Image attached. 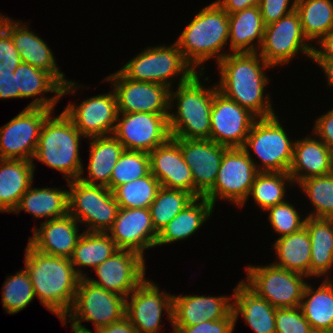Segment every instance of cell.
<instances>
[{
    "label": "cell",
    "instance_id": "obj_1",
    "mask_svg": "<svg viewBox=\"0 0 333 333\" xmlns=\"http://www.w3.org/2000/svg\"><path fill=\"white\" fill-rule=\"evenodd\" d=\"M217 65L220 71L218 91L248 109L257 118L276 115L264 88L269 82L265 69L270 68L258 52L227 53ZM264 70V72H263Z\"/></svg>",
    "mask_w": 333,
    "mask_h": 333
},
{
    "label": "cell",
    "instance_id": "obj_50",
    "mask_svg": "<svg viewBox=\"0 0 333 333\" xmlns=\"http://www.w3.org/2000/svg\"><path fill=\"white\" fill-rule=\"evenodd\" d=\"M314 133L333 150V109L316 119Z\"/></svg>",
    "mask_w": 333,
    "mask_h": 333
},
{
    "label": "cell",
    "instance_id": "obj_34",
    "mask_svg": "<svg viewBox=\"0 0 333 333\" xmlns=\"http://www.w3.org/2000/svg\"><path fill=\"white\" fill-rule=\"evenodd\" d=\"M311 240L310 276H322L333 267V222L331 218L306 217Z\"/></svg>",
    "mask_w": 333,
    "mask_h": 333
},
{
    "label": "cell",
    "instance_id": "obj_17",
    "mask_svg": "<svg viewBox=\"0 0 333 333\" xmlns=\"http://www.w3.org/2000/svg\"><path fill=\"white\" fill-rule=\"evenodd\" d=\"M257 117L217 91L211 109L210 140L226 146L243 147Z\"/></svg>",
    "mask_w": 333,
    "mask_h": 333
},
{
    "label": "cell",
    "instance_id": "obj_51",
    "mask_svg": "<svg viewBox=\"0 0 333 333\" xmlns=\"http://www.w3.org/2000/svg\"><path fill=\"white\" fill-rule=\"evenodd\" d=\"M20 98L14 73H0V99Z\"/></svg>",
    "mask_w": 333,
    "mask_h": 333
},
{
    "label": "cell",
    "instance_id": "obj_41",
    "mask_svg": "<svg viewBox=\"0 0 333 333\" xmlns=\"http://www.w3.org/2000/svg\"><path fill=\"white\" fill-rule=\"evenodd\" d=\"M160 187V182L149 172L116 187L112 192L120 208H149Z\"/></svg>",
    "mask_w": 333,
    "mask_h": 333
},
{
    "label": "cell",
    "instance_id": "obj_19",
    "mask_svg": "<svg viewBox=\"0 0 333 333\" xmlns=\"http://www.w3.org/2000/svg\"><path fill=\"white\" fill-rule=\"evenodd\" d=\"M179 145L194 180L195 198L204 197L215 184L226 146L210 139L173 138Z\"/></svg>",
    "mask_w": 333,
    "mask_h": 333
},
{
    "label": "cell",
    "instance_id": "obj_52",
    "mask_svg": "<svg viewBox=\"0 0 333 333\" xmlns=\"http://www.w3.org/2000/svg\"><path fill=\"white\" fill-rule=\"evenodd\" d=\"M227 14H233L252 6H259L260 0H217L215 1Z\"/></svg>",
    "mask_w": 333,
    "mask_h": 333
},
{
    "label": "cell",
    "instance_id": "obj_43",
    "mask_svg": "<svg viewBox=\"0 0 333 333\" xmlns=\"http://www.w3.org/2000/svg\"><path fill=\"white\" fill-rule=\"evenodd\" d=\"M34 287L24 268L6 279L2 288L3 308L8 314L23 310L34 299Z\"/></svg>",
    "mask_w": 333,
    "mask_h": 333
},
{
    "label": "cell",
    "instance_id": "obj_35",
    "mask_svg": "<svg viewBox=\"0 0 333 333\" xmlns=\"http://www.w3.org/2000/svg\"><path fill=\"white\" fill-rule=\"evenodd\" d=\"M274 250L279 258L274 265L310 277L311 240L306 227L278 238Z\"/></svg>",
    "mask_w": 333,
    "mask_h": 333
},
{
    "label": "cell",
    "instance_id": "obj_7",
    "mask_svg": "<svg viewBox=\"0 0 333 333\" xmlns=\"http://www.w3.org/2000/svg\"><path fill=\"white\" fill-rule=\"evenodd\" d=\"M125 316L126 297L96 286L87 278H80L71 310L61 323L65 325L66 318L70 317L72 331L93 333L81 325V321H91L97 331Z\"/></svg>",
    "mask_w": 333,
    "mask_h": 333
},
{
    "label": "cell",
    "instance_id": "obj_49",
    "mask_svg": "<svg viewBox=\"0 0 333 333\" xmlns=\"http://www.w3.org/2000/svg\"><path fill=\"white\" fill-rule=\"evenodd\" d=\"M289 4L290 0H260L259 9L265 26L295 11L296 0Z\"/></svg>",
    "mask_w": 333,
    "mask_h": 333
},
{
    "label": "cell",
    "instance_id": "obj_36",
    "mask_svg": "<svg viewBox=\"0 0 333 333\" xmlns=\"http://www.w3.org/2000/svg\"><path fill=\"white\" fill-rule=\"evenodd\" d=\"M118 248L108 233L103 232H83L77 241L71 263L80 278H86L81 269L76 268L92 267L95 269L98 265L110 258ZM79 269V270H78Z\"/></svg>",
    "mask_w": 333,
    "mask_h": 333
},
{
    "label": "cell",
    "instance_id": "obj_37",
    "mask_svg": "<svg viewBox=\"0 0 333 333\" xmlns=\"http://www.w3.org/2000/svg\"><path fill=\"white\" fill-rule=\"evenodd\" d=\"M20 98H30L43 93L71 94L77 88V83L68 81L62 86L50 73L22 62L14 72Z\"/></svg>",
    "mask_w": 333,
    "mask_h": 333
},
{
    "label": "cell",
    "instance_id": "obj_29",
    "mask_svg": "<svg viewBox=\"0 0 333 333\" xmlns=\"http://www.w3.org/2000/svg\"><path fill=\"white\" fill-rule=\"evenodd\" d=\"M90 154L87 178L79 179L90 185L105 186L110 190V178L113 168L125 150L122 144L113 135L88 138Z\"/></svg>",
    "mask_w": 333,
    "mask_h": 333
},
{
    "label": "cell",
    "instance_id": "obj_31",
    "mask_svg": "<svg viewBox=\"0 0 333 333\" xmlns=\"http://www.w3.org/2000/svg\"><path fill=\"white\" fill-rule=\"evenodd\" d=\"M213 209L214 205L205 197L195 198L158 233L155 246L190 237L209 219Z\"/></svg>",
    "mask_w": 333,
    "mask_h": 333
},
{
    "label": "cell",
    "instance_id": "obj_30",
    "mask_svg": "<svg viewBox=\"0 0 333 333\" xmlns=\"http://www.w3.org/2000/svg\"><path fill=\"white\" fill-rule=\"evenodd\" d=\"M229 17V41L232 53H255L263 41L265 24L259 6H252ZM257 41L253 43L255 40ZM258 43V44H257ZM258 46V47H257Z\"/></svg>",
    "mask_w": 333,
    "mask_h": 333
},
{
    "label": "cell",
    "instance_id": "obj_2",
    "mask_svg": "<svg viewBox=\"0 0 333 333\" xmlns=\"http://www.w3.org/2000/svg\"><path fill=\"white\" fill-rule=\"evenodd\" d=\"M25 252V269L41 304L61 321L71 310L80 277L71 260L44 254L29 243Z\"/></svg>",
    "mask_w": 333,
    "mask_h": 333
},
{
    "label": "cell",
    "instance_id": "obj_32",
    "mask_svg": "<svg viewBox=\"0 0 333 333\" xmlns=\"http://www.w3.org/2000/svg\"><path fill=\"white\" fill-rule=\"evenodd\" d=\"M325 279L316 290L306 283L300 308L313 331L333 333V283Z\"/></svg>",
    "mask_w": 333,
    "mask_h": 333
},
{
    "label": "cell",
    "instance_id": "obj_53",
    "mask_svg": "<svg viewBox=\"0 0 333 333\" xmlns=\"http://www.w3.org/2000/svg\"><path fill=\"white\" fill-rule=\"evenodd\" d=\"M317 42L320 49L314 46L312 58H333V29Z\"/></svg>",
    "mask_w": 333,
    "mask_h": 333
},
{
    "label": "cell",
    "instance_id": "obj_10",
    "mask_svg": "<svg viewBox=\"0 0 333 333\" xmlns=\"http://www.w3.org/2000/svg\"><path fill=\"white\" fill-rule=\"evenodd\" d=\"M249 149L227 148L224 152L214 187L204 196L214 206L217 198L243 207L260 166L255 164ZM258 165V166H257Z\"/></svg>",
    "mask_w": 333,
    "mask_h": 333
},
{
    "label": "cell",
    "instance_id": "obj_21",
    "mask_svg": "<svg viewBox=\"0 0 333 333\" xmlns=\"http://www.w3.org/2000/svg\"><path fill=\"white\" fill-rule=\"evenodd\" d=\"M118 249L135 251L144 256L145 249L155 247V231L149 208H120L107 232Z\"/></svg>",
    "mask_w": 333,
    "mask_h": 333
},
{
    "label": "cell",
    "instance_id": "obj_39",
    "mask_svg": "<svg viewBox=\"0 0 333 333\" xmlns=\"http://www.w3.org/2000/svg\"><path fill=\"white\" fill-rule=\"evenodd\" d=\"M293 186V179L288 172H259L251 186L249 196L261 209L267 210L286 200V183Z\"/></svg>",
    "mask_w": 333,
    "mask_h": 333
},
{
    "label": "cell",
    "instance_id": "obj_12",
    "mask_svg": "<svg viewBox=\"0 0 333 333\" xmlns=\"http://www.w3.org/2000/svg\"><path fill=\"white\" fill-rule=\"evenodd\" d=\"M242 148L258 156L262 162L260 172H289L294 141H290L276 115L257 118Z\"/></svg>",
    "mask_w": 333,
    "mask_h": 333
},
{
    "label": "cell",
    "instance_id": "obj_3",
    "mask_svg": "<svg viewBox=\"0 0 333 333\" xmlns=\"http://www.w3.org/2000/svg\"><path fill=\"white\" fill-rule=\"evenodd\" d=\"M202 75L199 71L186 83L178 84L175 92L170 90V108L177 101V114L170 112L168 117L171 138L210 139L211 109L218 87H203Z\"/></svg>",
    "mask_w": 333,
    "mask_h": 333
},
{
    "label": "cell",
    "instance_id": "obj_6",
    "mask_svg": "<svg viewBox=\"0 0 333 333\" xmlns=\"http://www.w3.org/2000/svg\"><path fill=\"white\" fill-rule=\"evenodd\" d=\"M62 94L37 97L23 111L0 127V159L33 161L41 127L53 113Z\"/></svg>",
    "mask_w": 333,
    "mask_h": 333
},
{
    "label": "cell",
    "instance_id": "obj_26",
    "mask_svg": "<svg viewBox=\"0 0 333 333\" xmlns=\"http://www.w3.org/2000/svg\"><path fill=\"white\" fill-rule=\"evenodd\" d=\"M333 150L320 139L305 137L294 141L289 174L295 184L310 178L332 173Z\"/></svg>",
    "mask_w": 333,
    "mask_h": 333
},
{
    "label": "cell",
    "instance_id": "obj_48",
    "mask_svg": "<svg viewBox=\"0 0 333 333\" xmlns=\"http://www.w3.org/2000/svg\"><path fill=\"white\" fill-rule=\"evenodd\" d=\"M236 321L233 310L223 319L206 321L194 326L173 327L174 333H232Z\"/></svg>",
    "mask_w": 333,
    "mask_h": 333
},
{
    "label": "cell",
    "instance_id": "obj_38",
    "mask_svg": "<svg viewBox=\"0 0 333 333\" xmlns=\"http://www.w3.org/2000/svg\"><path fill=\"white\" fill-rule=\"evenodd\" d=\"M295 11L308 41L320 40L333 29L332 0H296Z\"/></svg>",
    "mask_w": 333,
    "mask_h": 333
},
{
    "label": "cell",
    "instance_id": "obj_25",
    "mask_svg": "<svg viewBox=\"0 0 333 333\" xmlns=\"http://www.w3.org/2000/svg\"><path fill=\"white\" fill-rule=\"evenodd\" d=\"M78 222L69 213L63 217L46 220L40 228H34V234L29 238V244L39 252L48 255L71 258L79 233Z\"/></svg>",
    "mask_w": 333,
    "mask_h": 333
},
{
    "label": "cell",
    "instance_id": "obj_33",
    "mask_svg": "<svg viewBox=\"0 0 333 333\" xmlns=\"http://www.w3.org/2000/svg\"><path fill=\"white\" fill-rule=\"evenodd\" d=\"M21 210L37 219L46 217L47 221L63 217L68 214V191L48 187L32 188L31 184L12 213L18 214Z\"/></svg>",
    "mask_w": 333,
    "mask_h": 333
},
{
    "label": "cell",
    "instance_id": "obj_13",
    "mask_svg": "<svg viewBox=\"0 0 333 333\" xmlns=\"http://www.w3.org/2000/svg\"><path fill=\"white\" fill-rule=\"evenodd\" d=\"M304 36L299 15L296 11L265 26L263 41L258 52L270 66L288 63L300 52L312 59L313 49Z\"/></svg>",
    "mask_w": 333,
    "mask_h": 333
},
{
    "label": "cell",
    "instance_id": "obj_9",
    "mask_svg": "<svg viewBox=\"0 0 333 333\" xmlns=\"http://www.w3.org/2000/svg\"><path fill=\"white\" fill-rule=\"evenodd\" d=\"M68 213L87 224L85 232L107 233L120 209L113 192L105 186L90 185L80 179L67 181Z\"/></svg>",
    "mask_w": 333,
    "mask_h": 333
},
{
    "label": "cell",
    "instance_id": "obj_18",
    "mask_svg": "<svg viewBox=\"0 0 333 333\" xmlns=\"http://www.w3.org/2000/svg\"><path fill=\"white\" fill-rule=\"evenodd\" d=\"M159 291L160 287L145 279L128 295L131 301L126 298V317L137 333H158L164 309L172 325L173 295Z\"/></svg>",
    "mask_w": 333,
    "mask_h": 333
},
{
    "label": "cell",
    "instance_id": "obj_20",
    "mask_svg": "<svg viewBox=\"0 0 333 333\" xmlns=\"http://www.w3.org/2000/svg\"><path fill=\"white\" fill-rule=\"evenodd\" d=\"M63 112L85 138L112 135L118 116L115 92L92 96L77 106L70 103Z\"/></svg>",
    "mask_w": 333,
    "mask_h": 333
},
{
    "label": "cell",
    "instance_id": "obj_44",
    "mask_svg": "<svg viewBox=\"0 0 333 333\" xmlns=\"http://www.w3.org/2000/svg\"><path fill=\"white\" fill-rule=\"evenodd\" d=\"M150 172L149 153L124 150L113 168L110 178V190L146 176Z\"/></svg>",
    "mask_w": 333,
    "mask_h": 333
},
{
    "label": "cell",
    "instance_id": "obj_4",
    "mask_svg": "<svg viewBox=\"0 0 333 333\" xmlns=\"http://www.w3.org/2000/svg\"><path fill=\"white\" fill-rule=\"evenodd\" d=\"M228 39V14L213 2L195 15L175 43L196 71L199 65L214 56L217 57V63L222 60L227 55L221 51Z\"/></svg>",
    "mask_w": 333,
    "mask_h": 333
},
{
    "label": "cell",
    "instance_id": "obj_47",
    "mask_svg": "<svg viewBox=\"0 0 333 333\" xmlns=\"http://www.w3.org/2000/svg\"><path fill=\"white\" fill-rule=\"evenodd\" d=\"M21 63L10 34L0 25V73H14Z\"/></svg>",
    "mask_w": 333,
    "mask_h": 333
},
{
    "label": "cell",
    "instance_id": "obj_46",
    "mask_svg": "<svg viewBox=\"0 0 333 333\" xmlns=\"http://www.w3.org/2000/svg\"><path fill=\"white\" fill-rule=\"evenodd\" d=\"M276 333H312L300 307L276 309Z\"/></svg>",
    "mask_w": 333,
    "mask_h": 333
},
{
    "label": "cell",
    "instance_id": "obj_40",
    "mask_svg": "<svg viewBox=\"0 0 333 333\" xmlns=\"http://www.w3.org/2000/svg\"><path fill=\"white\" fill-rule=\"evenodd\" d=\"M195 197L184 190L160 187L149 210L153 227L159 233Z\"/></svg>",
    "mask_w": 333,
    "mask_h": 333
},
{
    "label": "cell",
    "instance_id": "obj_22",
    "mask_svg": "<svg viewBox=\"0 0 333 333\" xmlns=\"http://www.w3.org/2000/svg\"><path fill=\"white\" fill-rule=\"evenodd\" d=\"M14 21L1 16L0 13V25L10 34L22 62L50 73L62 86H65L68 80L65 79L64 73L60 72L48 45L34 32L29 31L28 26L20 21Z\"/></svg>",
    "mask_w": 333,
    "mask_h": 333
},
{
    "label": "cell",
    "instance_id": "obj_15",
    "mask_svg": "<svg viewBox=\"0 0 333 333\" xmlns=\"http://www.w3.org/2000/svg\"><path fill=\"white\" fill-rule=\"evenodd\" d=\"M113 86L118 113L145 112L169 115L170 89L167 86L134 81L126 78L120 71L106 78Z\"/></svg>",
    "mask_w": 333,
    "mask_h": 333
},
{
    "label": "cell",
    "instance_id": "obj_5",
    "mask_svg": "<svg viewBox=\"0 0 333 333\" xmlns=\"http://www.w3.org/2000/svg\"><path fill=\"white\" fill-rule=\"evenodd\" d=\"M52 116L50 114L41 127L33 159L64 173L67 181L79 179L84 172L79 156V141L84 136L64 112L58 117Z\"/></svg>",
    "mask_w": 333,
    "mask_h": 333
},
{
    "label": "cell",
    "instance_id": "obj_45",
    "mask_svg": "<svg viewBox=\"0 0 333 333\" xmlns=\"http://www.w3.org/2000/svg\"><path fill=\"white\" fill-rule=\"evenodd\" d=\"M266 211H269L268 219L274 232L279 233V238L305 227L306 217L301 218L295 207L287 201L274 205Z\"/></svg>",
    "mask_w": 333,
    "mask_h": 333
},
{
    "label": "cell",
    "instance_id": "obj_42",
    "mask_svg": "<svg viewBox=\"0 0 333 333\" xmlns=\"http://www.w3.org/2000/svg\"><path fill=\"white\" fill-rule=\"evenodd\" d=\"M302 191L308 195L314 212L308 214L314 218L333 217V174L310 177L299 183Z\"/></svg>",
    "mask_w": 333,
    "mask_h": 333
},
{
    "label": "cell",
    "instance_id": "obj_28",
    "mask_svg": "<svg viewBox=\"0 0 333 333\" xmlns=\"http://www.w3.org/2000/svg\"><path fill=\"white\" fill-rule=\"evenodd\" d=\"M35 167L29 160L0 159V212L14 211L33 182Z\"/></svg>",
    "mask_w": 333,
    "mask_h": 333
},
{
    "label": "cell",
    "instance_id": "obj_23",
    "mask_svg": "<svg viewBox=\"0 0 333 333\" xmlns=\"http://www.w3.org/2000/svg\"><path fill=\"white\" fill-rule=\"evenodd\" d=\"M149 157L150 172L162 187L184 190L195 197L191 169L185 163L180 145L173 138L150 151Z\"/></svg>",
    "mask_w": 333,
    "mask_h": 333
},
{
    "label": "cell",
    "instance_id": "obj_54",
    "mask_svg": "<svg viewBox=\"0 0 333 333\" xmlns=\"http://www.w3.org/2000/svg\"><path fill=\"white\" fill-rule=\"evenodd\" d=\"M95 333H137V331L130 320L125 316L117 322L98 329Z\"/></svg>",
    "mask_w": 333,
    "mask_h": 333
},
{
    "label": "cell",
    "instance_id": "obj_14",
    "mask_svg": "<svg viewBox=\"0 0 333 333\" xmlns=\"http://www.w3.org/2000/svg\"><path fill=\"white\" fill-rule=\"evenodd\" d=\"M168 117L145 112L118 113L112 135L125 150L149 153L171 138Z\"/></svg>",
    "mask_w": 333,
    "mask_h": 333
},
{
    "label": "cell",
    "instance_id": "obj_11",
    "mask_svg": "<svg viewBox=\"0 0 333 333\" xmlns=\"http://www.w3.org/2000/svg\"><path fill=\"white\" fill-rule=\"evenodd\" d=\"M247 280H242L258 296L276 309L300 307L306 276L271 263L266 266H246ZM247 281V282H246Z\"/></svg>",
    "mask_w": 333,
    "mask_h": 333
},
{
    "label": "cell",
    "instance_id": "obj_16",
    "mask_svg": "<svg viewBox=\"0 0 333 333\" xmlns=\"http://www.w3.org/2000/svg\"><path fill=\"white\" fill-rule=\"evenodd\" d=\"M145 259L141 254L118 249L95 268L99 280L86 277L92 284L128 298L145 278Z\"/></svg>",
    "mask_w": 333,
    "mask_h": 333
},
{
    "label": "cell",
    "instance_id": "obj_55",
    "mask_svg": "<svg viewBox=\"0 0 333 333\" xmlns=\"http://www.w3.org/2000/svg\"><path fill=\"white\" fill-rule=\"evenodd\" d=\"M327 76V83L329 86H333V58H312Z\"/></svg>",
    "mask_w": 333,
    "mask_h": 333
},
{
    "label": "cell",
    "instance_id": "obj_24",
    "mask_svg": "<svg viewBox=\"0 0 333 333\" xmlns=\"http://www.w3.org/2000/svg\"><path fill=\"white\" fill-rule=\"evenodd\" d=\"M232 300L228 296L173 295L172 326H194L223 319L233 310Z\"/></svg>",
    "mask_w": 333,
    "mask_h": 333
},
{
    "label": "cell",
    "instance_id": "obj_27",
    "mask_svg": "<svg viewBox=\"0 0 333 333\" xmlns=\"http://www.w3.org/2000/svg\"><path fill=\"white\" fill-rule=\"evenodd\" d=\"M235 321L241 314L255 333H276V308L258 296L241 280L234 288Z\"/></svg>",
    "mask_w": 333,
    "mask_h": 333
},
{
    "label": "cell",
    "instance_id": "obj_56",
    "mask_svg": "<svg viewBox=\"0 0 333 333\" xmlns=\"http://www.w3.org/2000/svg\"><path fill=\"white\" fill-rule=\"evenodd\" d=\"M312 333H332V332H326V331H312Z\"/></svg>",
    "mask_w": 333,
    "mask_h": 333
},
{
    "label": "cell",
    "instance_id": "obj_8",
    "mask_svg": "<svg viewBox=\"0 0 333 333\" xmlns=\"http://www.w3.org/2000/svg\"><path fill=\"white\" fill-rule=\"evenodd\" d=\"M119 71L130 80L153 82L172 89V78L181 74L179 85L189 81L197 71L185 60L178 45L147 47Z\"/></svg>",
    "mask_w": 333,
    "mask_h": 333
}]
</instances>
